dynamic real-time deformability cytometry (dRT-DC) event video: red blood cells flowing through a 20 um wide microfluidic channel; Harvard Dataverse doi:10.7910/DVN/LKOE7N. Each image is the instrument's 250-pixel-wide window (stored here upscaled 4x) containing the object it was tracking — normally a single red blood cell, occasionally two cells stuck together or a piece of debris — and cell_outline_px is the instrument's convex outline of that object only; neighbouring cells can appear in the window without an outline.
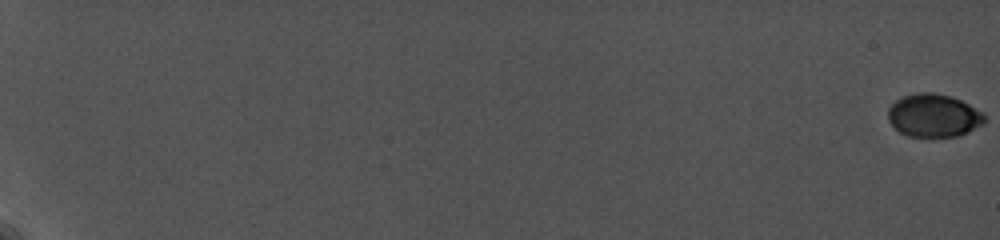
{"species": "common noctule bat (a hibernating species)", "species_latin": "Nyctalus noctula", "temperature_condition": "cold", "stored_images_in_passage": 50, "camera_frame_rate_fps": 5000, "um_per_image_px": 0.085, "animal": {"sex": "female", "body_mass_g": 19.0, "forearm_length_mm": 56.7}, "frame": {"image": 1, "passage_image": 1, "time_ms": 0.0, "image_size_px": [1000, 240], "cell_outline_px": [[984, 124], [960, 136], [908, 136], [900, 132], [888, 120], [888, 108], [896, 100], [904, 96], [920, 92], [932, 92], [952, 96], [984, 112]], "centroid_in_image_um": [79.38, 9.81], "position_along_channel_um": 5.6, "area_um2": 24.16}}
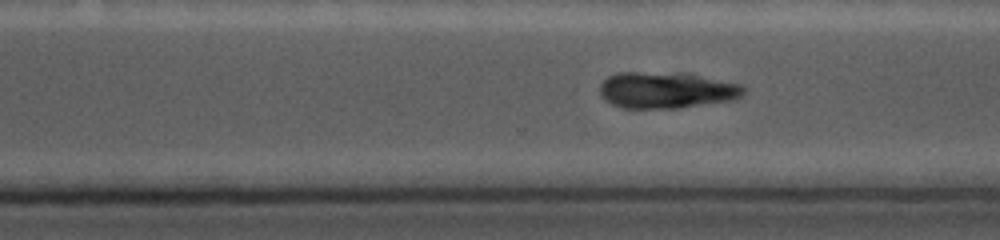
{"frame": {"image": 2, "passage_image": 42, "time_ms": 15.4, "image_size_px": [1000, 240], "cell_outline_px": [[744, 92], [736, 100], [676, 108], [624, 108], [612, 104], [604, 100], [600, 96], [600, 84], [608, 76], [620, 72], [636, 72], [696, 76], [740, 84], [744, 88]], "centroid_in_image_um": [56.58, 7.7], "position_along_channel_um": 314.0, "area_um2": 29.77}}
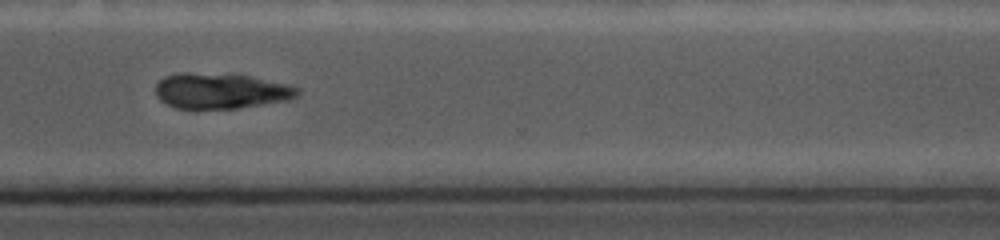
{"frame": {"image": 3, "passage_image": 45, "time_ms": 16.4, "image_size_px": [1000, 240], "cell_outline_px": [[300, 92], [296, 96], [288, 100], [236, 108], [176, 108], [160, 100], [156, 96], [156, 84], [164, 76], [176, 72], [236, 72], [288, 84], [300, 88]], "centroid_in_image_um": [18.77, 7.67], "position_along_channel_um": 351.8, "area_um2": 30.11}}